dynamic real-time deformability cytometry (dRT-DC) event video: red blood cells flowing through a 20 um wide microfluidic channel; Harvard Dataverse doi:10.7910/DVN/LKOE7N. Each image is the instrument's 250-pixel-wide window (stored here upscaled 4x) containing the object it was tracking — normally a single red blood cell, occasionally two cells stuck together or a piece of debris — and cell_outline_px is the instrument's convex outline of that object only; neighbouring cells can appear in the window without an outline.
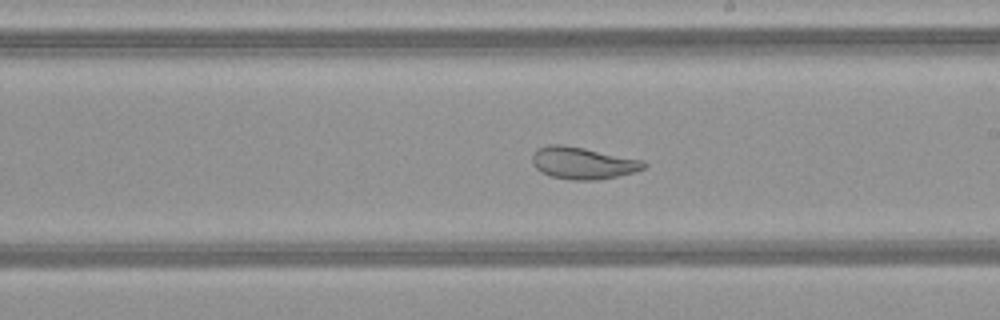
{"species": "common noctule bat (a hibernating species)", "species_latin": "Nyctalus noctula", "temperature_condition": "warm", "stored_images_in_passage": 51, "camera_frame_rate_fps": 3000, "um_per_image_px": 0.085, "animal": {"sex": "female", "body_mass_g": 21.9}, "frame": {"image": 1, "passage_image": 30, "time_ms": 9.667, "image_size_px": [1000, 320], "cell_outline_px": [[648, 164], [644, 168], [632, 172], [616, 176], [596, 180], [572, 180], [552, 176], [540, 172], [532, 164], [532, 156], [540, 148], [548, 144], [564, 144], [644, 160]], "centroid_in_image_um": [49.54, 13.85], "position_along_channel_um": 239.5, "area_um2": 20.69}}